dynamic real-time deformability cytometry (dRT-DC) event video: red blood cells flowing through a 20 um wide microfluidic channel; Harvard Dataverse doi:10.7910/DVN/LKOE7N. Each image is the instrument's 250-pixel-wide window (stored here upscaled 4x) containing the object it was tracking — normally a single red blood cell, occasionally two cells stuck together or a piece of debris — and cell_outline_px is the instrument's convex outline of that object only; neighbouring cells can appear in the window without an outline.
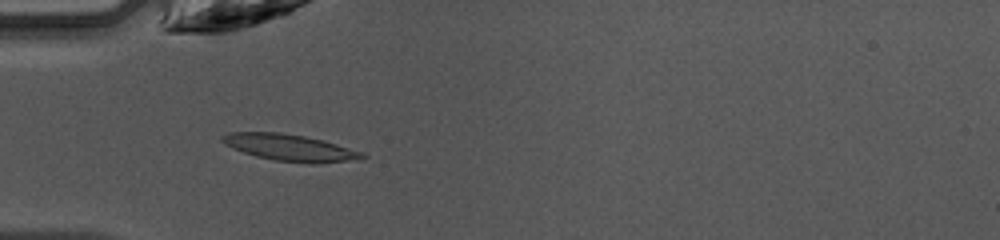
{"species": "common noctule bat (a hibernating species)", "species_latin": "Nyctalus noctula", "temperature_condition": "warm", "stored_images_in_passage": 46, "camera_frame_rate_fps": 3000, "um_per_image_px": 0.085, "animal": {"sex": "female", "body_mass_g": 10.0, "forearm_length_mm": 53.1}, "frame": {"image": 1, "passage_image": 14, "time_ms": 4.333, "image_size_px": [1000, 240], "cell_outline_px": [[368, 156], [344, 160], [312, 164], [276, 160], [256, 156], [232, 148], [224, 144], [220, 140], [220, 136], [228, 132], [280, 132], [304, 136], [324, 140], [364, 152]], "centroid_in_image_um": [24.58, 12.53], "position_along_channel_um": 60.4, "area_um2": 21.56}}
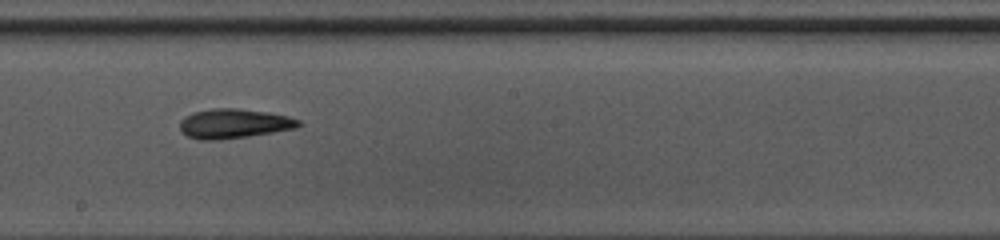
{"frame": {"image": 2, "passage_image": 26, "time_ms": 8.333, "image_size_px": [1000, 240], "cell_outline_px": [[304, 124], [296, 128], [248, 136], [216, 140], [200, 140], [188, 136], [180, 132], [180, 120], [184, 116], [192, 112], [212, 108], [236, 108], [268, 112], [288, 116], [300, 120]], "centroid_in_image_um": [19.87, 10.5], "position_along_channel_um": 228.3, "area_um2": 20.58}}
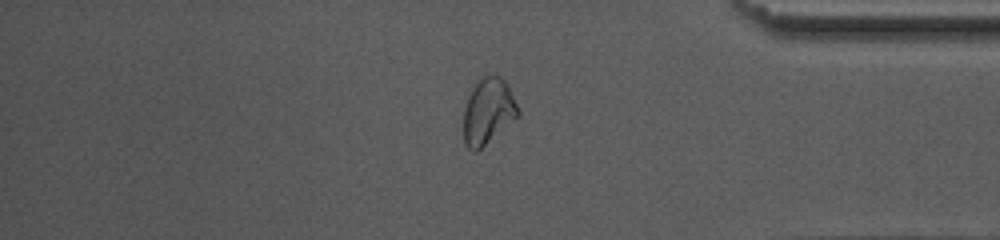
{"frame": {"image": 3, "passage_image": 39, "time_ms": 12.667, "image_size_px": [1000, 240], "cell_outline_px": [[520, 116], [476, 152], [472, 152], [464, 144], [464, 108], [468, 96], [472, 88], [480, 76], [492, 72], [500, 76], [504, 80], [520, 112]], "centroid_in_image_um": [41.47, 9.44], "position_along_channel_um": 393.7, "area_um2": 21.15}, "authors_computed_cell_mechanics": {"area_um2": 20.4034, "velocity_mm_per_s": 4.2447, "shape_relaxation_time_tau1_ms": 5.4451, "shape_relaxation_time_tau2_ms": 3.8714, "deformation_change_tau1": 0.1726, "deformation_change_tau2": 0.1162}}